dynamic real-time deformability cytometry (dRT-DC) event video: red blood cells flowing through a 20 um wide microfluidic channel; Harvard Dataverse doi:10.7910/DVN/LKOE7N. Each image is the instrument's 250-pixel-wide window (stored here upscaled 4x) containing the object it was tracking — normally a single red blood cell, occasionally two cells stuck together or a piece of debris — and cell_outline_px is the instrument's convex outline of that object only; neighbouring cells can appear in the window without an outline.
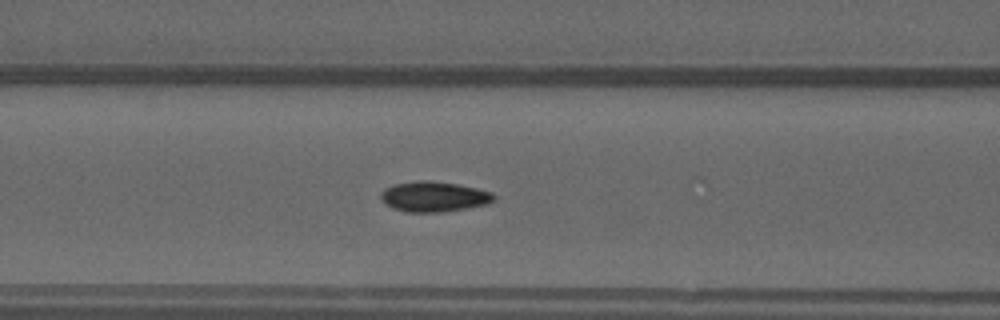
{"species": "common noctule bat (a hibernating species)", "species_latin": "Nyctalus noctula", "temperature_condition": "warm", "stored_images_in_passage": 51, "camera_frame_rate_fps": 3000, "um_per_image_px": 0.085, "animal": {"sex": "male", "forearm_length_mm": 52.5}, "frame": {"image": 1, "passage_image": 21, "time_ms": 6.667, "image_size_px": [1000, 320], "cell_outline_px": [[496, 200], [488, 204], [444, 212], [408, 212], [392, 208], [380, 200], [380, 192], [384, 188], [396, 184], [420, 180], [428, 180], [456, 184], [476, 188], [492, 192], [496, 196]], "centroid_in_image_um": [36.88, 16.72], "position_along_channel_um": 129.7, "area_um2": 20.06}}
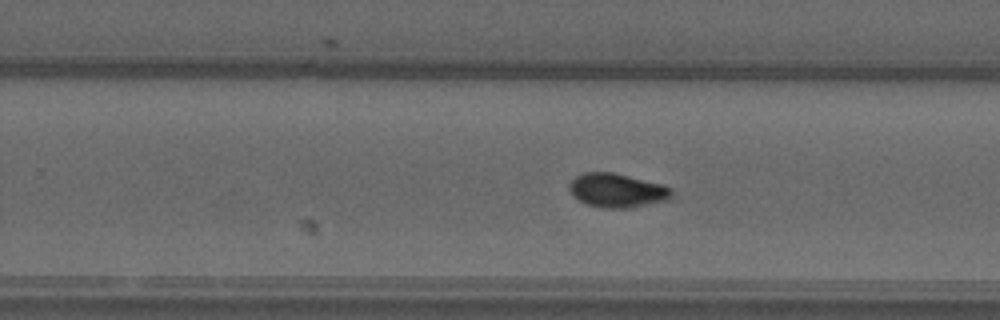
{"frame": {"image": 2, "passage_image": 32, "time_ms": 10.333, "image_size_px": [1000, 320], "cell_outline_px": [[672, 196], [668, 200], [628, 208], [600, 208], [588, 204], [572, 196], [568, 188], [568, 184], [576, 176], [584, 172], [612, 172], [664, 184], [672, 188]], "centroid_in_image_um": [52.45, 16.18], "position_along_channel_um": 277.4, "area_um2": 20.4}}
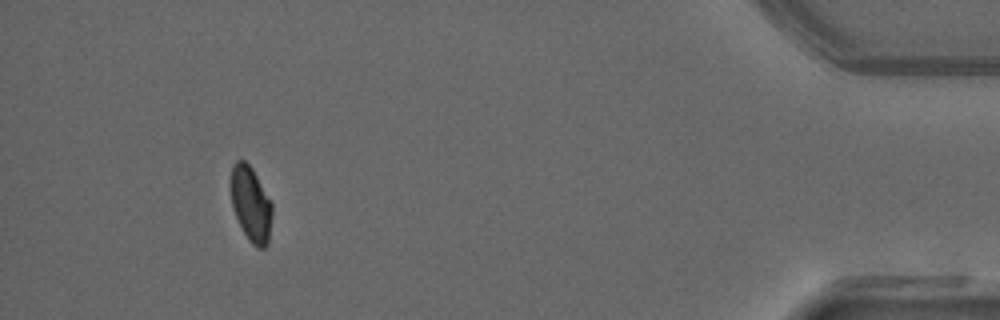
{"frame": {"image": 3, "passage_image": 47, "time_ms": 15.333, "image_size_px": [1000, 320], "cell_outline_px": [[272, 216], [268, 244], [264, 248], [256, 248], [248, 240], [236, 216], [232, 204], [228, 180], [232, 164], [236, 160], [244, 160], [252, 168], [272, 204]], "centroid_in_image_um": [21.29, 17.32], "position_along_channel_um": 413.9, "area_um2": 18.32}, "authors_computed_cell_mechanics": {"area_um2": 18.9584, "velocity_mm_per_s": 4.0438, "shape_relaxation_time_tau1_ms": null, "shape_relaxation_time_tau2_ms": 2.1108, "deformation_change_tau1": null, "deformation_change_tau2": 0.0447}}